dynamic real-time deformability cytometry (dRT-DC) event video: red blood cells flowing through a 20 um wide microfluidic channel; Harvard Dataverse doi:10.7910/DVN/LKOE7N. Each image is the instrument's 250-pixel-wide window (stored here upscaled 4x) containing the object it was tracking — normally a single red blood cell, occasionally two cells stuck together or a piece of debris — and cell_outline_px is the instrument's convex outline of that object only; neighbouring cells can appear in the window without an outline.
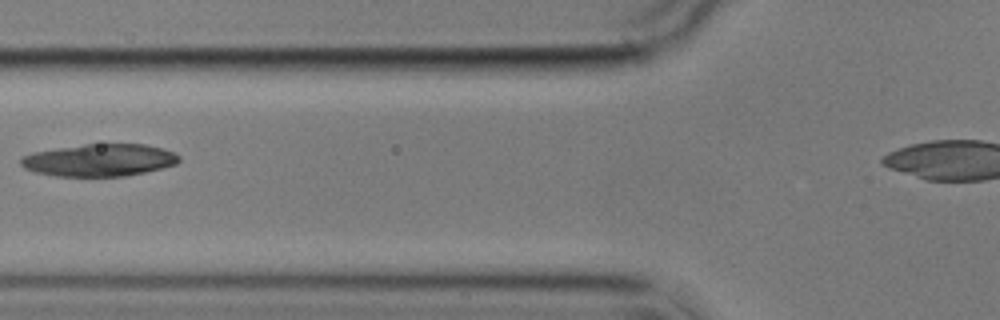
{"species": "common noctule bat (a hibernating species)", "species_latin": "Nyctalus noctula", "temperature_condition": "cold", "stored_images_in_passage": 5, "camera_frame_rate_fps": 3000, "um_per_image_px": 0.085, "animal": {"sex": "male", "body_mass_g": 17.9}, "frame": {"image": 1, "passage_image": 3, "time_ms": 2.333, "image_size_px": [1000, 320], "cell_outline_px": [[180, 160], [176, 164], [144, 172], [124, 176], [56, 176], [36, 172], [24, 168], [20, 164], [20, 160], [24, 156], [32, 152], [84, 144], [144, 144], [164, 148], [180, 156]], "centroid_in_image_um": [8.45, 13.6], "position_along_channel_um": 117.3, "area_um2": 29.65}}
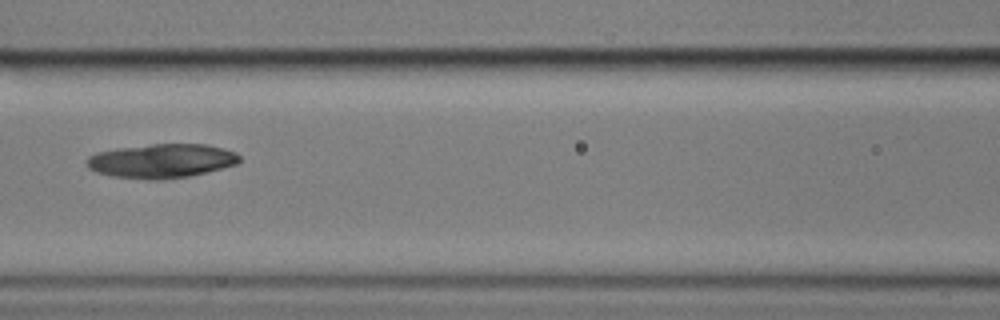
{"frame": {"image": 2, "passage_image": 4, "time_ms": 3.333, "image_size_px": [1000, 320], "cell_outline_px": [[240, 160], [236, 164], [188, 176], [164, 180], [144, 180], [112, 176], [96, 172], [88, 168], [84, 160], [88, 156], [96, 152], [116, 148], [152, 144], [208, 144], [224, 148], [236, 152], [240, 156]], "centroid_in_image_um": [13.68, 13.67], "position_along_channel_um": 152.9, "area_um2": 30.63}}